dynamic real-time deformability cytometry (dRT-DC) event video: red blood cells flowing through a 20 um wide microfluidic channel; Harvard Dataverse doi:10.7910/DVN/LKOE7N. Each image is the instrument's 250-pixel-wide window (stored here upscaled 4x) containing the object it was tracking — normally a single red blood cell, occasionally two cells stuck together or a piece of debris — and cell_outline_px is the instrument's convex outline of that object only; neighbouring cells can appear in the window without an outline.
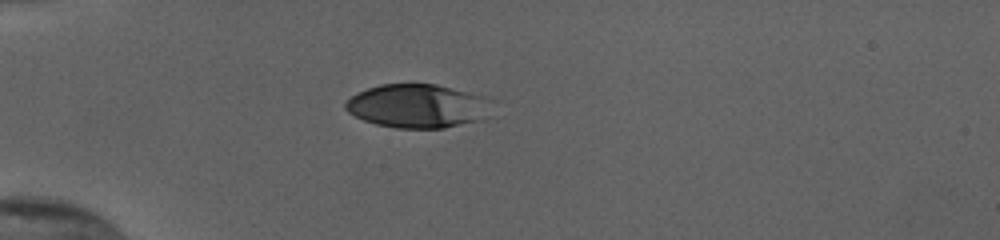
{"species": "human", "species_latin": "Homo sapiens", "temperature_condition": "cold", "stored_images_in_passage": 39, "camera_frame_rate_fps": 3000, "um_per_image_px": 0.085, "donor": {"sex": "female"}, "frame": {"image": 1, "passage_image": 1, "time_ms": 0.0, "image_size_px": [1000, 240], "cell_outline_px": [[488, 100], [480, 120], [444, 128], [396, 128], [376, 124], [364, 120], [348, 112], [344, 108], [344, 104], [352, 96], [368, 88], [380, 84], [436, 84], [488, 96]], "centroid_in_image_um": [35.43, 9.0], "position_along_channel_um": 49.6, "area_um2": 36.7}}
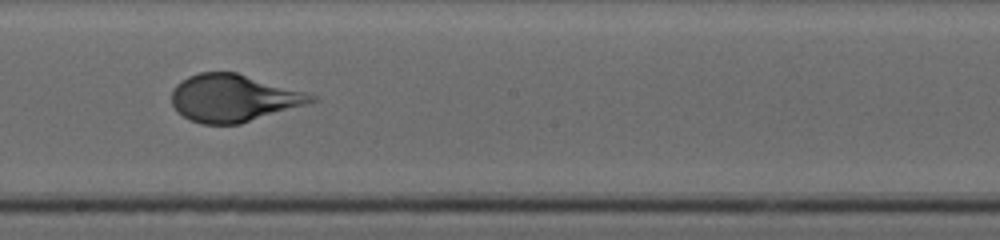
{"frame": {"image": 2, "passage_image": 17, "time_ms": 5.333, "image_size_px": [1000, 240], "cell_outline_px": [[320, 100], [308, 104], [240, 124], [200, 124], [176, 112], [172, 104], [172, 92], [176, 84], [188, 76], [200, 72], [236, 72], [304, 92], [316, 96]], "centroid_in_image_um": [19.83, 8.34], "position_along_channel_um": 228.4, "area_um2": 38.38}}
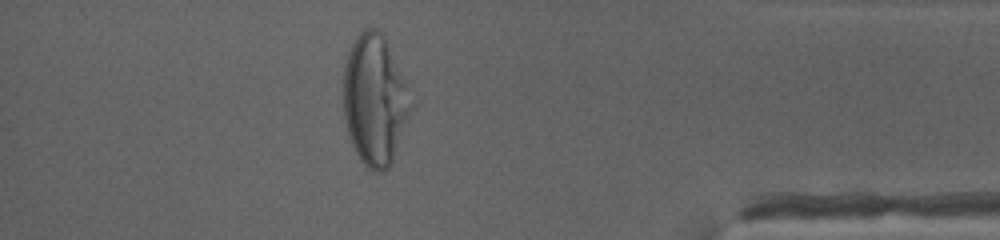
{"frame": {"image": 3, "passage_image": 33, "time_ms": 10.667, "image_size_px": [1000, 240], "cell_outline_px": [[416, 104], [392, 160], [388, 168], [384, 172], [376, 172], [368, 168], [360, 160], [352, 144], [348, 132], [344, 116], [344, 68], [348, 52], [356, 36], [364, 28], [376, 28], [380, 32], [408, 84]], "centroid_in_image_um": [31.9, 8.52], "position_along_channel_um": 403.3, "area_um2": 51.56}, "authors_computed_cell_mechanics": {"area_um2": 39.3618, "velocity_mm_per_s": 3.8209, "shape_relaxation_time_tau1_ms": 4.0818, "shape_relaxation_time_tau2_ms": null, "deformation_change_tau1": 0.1869, "deformation_change_tau2": null}}